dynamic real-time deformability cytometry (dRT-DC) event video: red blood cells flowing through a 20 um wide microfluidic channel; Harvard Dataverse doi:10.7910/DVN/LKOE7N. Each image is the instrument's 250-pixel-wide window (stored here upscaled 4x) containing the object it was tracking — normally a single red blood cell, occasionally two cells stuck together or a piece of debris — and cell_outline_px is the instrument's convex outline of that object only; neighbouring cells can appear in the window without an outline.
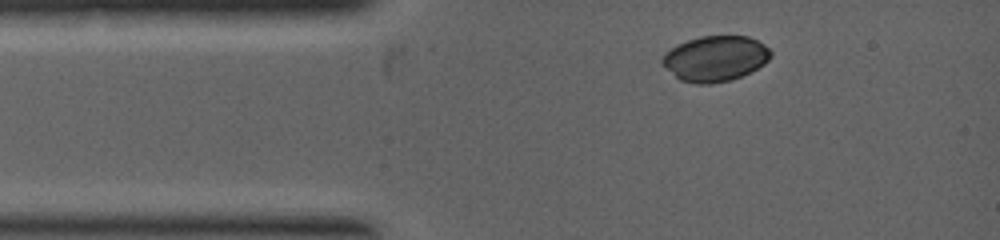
{"species": "common noctule bat (a hibernating species)", "species_latin": "Nyctalus noctula", "temperature_condition": "warm", "stored_images_in_passage": 2, "camera_frame_rate_fps": 5000, "um_per_image_px": 0.085, "animal": {"sex": "female", "body_mass_g": 19.0, "forearm_length_mm": 53.3}, "frame": {"image": 1, "passage_image": 1, "time_ms": 0.0, "image_size_px": [1000, 240], "cell_outline_px": [[772, 56], [764, 64], [732, 80], [712, 84], [696, 84], [680, 80], [660, 64], [660, 60], [664, 52], [676, 44], [700, 36], [748, 36], [764, 44], [772, 52]], "centroid_in_image_um": [60.75, 4.98], "position_along_channel_um": 24.2, "area_um2": 28.96}}